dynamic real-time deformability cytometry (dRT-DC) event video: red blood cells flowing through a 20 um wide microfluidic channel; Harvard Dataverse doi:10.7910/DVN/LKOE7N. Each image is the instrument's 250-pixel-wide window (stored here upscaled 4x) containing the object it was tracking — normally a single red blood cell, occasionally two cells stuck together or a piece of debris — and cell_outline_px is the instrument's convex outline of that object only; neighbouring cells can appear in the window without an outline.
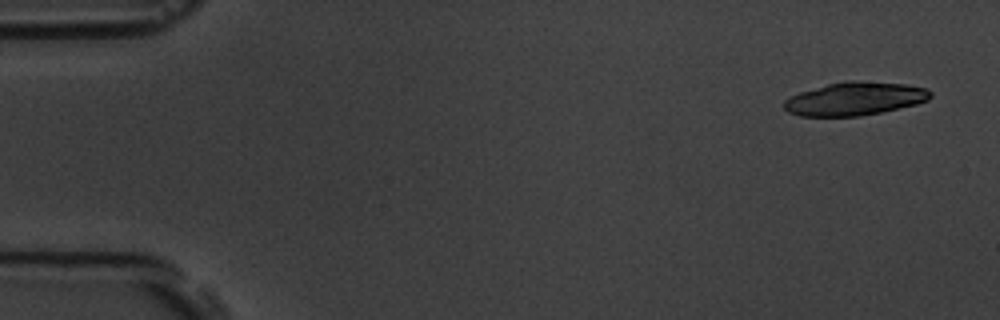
{"species": "common noctule bat (a hibernating species)", "species_latin": "Nyctalus noctula", "temperature_condition": "room temperature", "stored_images_in_passage": 5, "camera_frame_rate_fps": 3000, "um_per_image_px": 0.085, "animal": {"sex": "male", "body_mass_g": 19.5, "forearm_length_mm": 54.6}, "frame": {"image": 1, "passage_image": 1, "time_ms": 0.0, "image_size_px": [1000, 320], "cell_outline_px": [[932, 96], [928, 100], [916, 104], [880, 112], [860, 116], [800, 116], [788, 112], [784, 108], [784, 100], [788, 96], [800, 92], [828, 84], [848, 80], [852, 80], [908, 84], [924, 88], [932, 92]], "centroid_in_image_um": [72.64, 8.39], "position_along_channel_um": 12.4, "area_um2": 28.32}}